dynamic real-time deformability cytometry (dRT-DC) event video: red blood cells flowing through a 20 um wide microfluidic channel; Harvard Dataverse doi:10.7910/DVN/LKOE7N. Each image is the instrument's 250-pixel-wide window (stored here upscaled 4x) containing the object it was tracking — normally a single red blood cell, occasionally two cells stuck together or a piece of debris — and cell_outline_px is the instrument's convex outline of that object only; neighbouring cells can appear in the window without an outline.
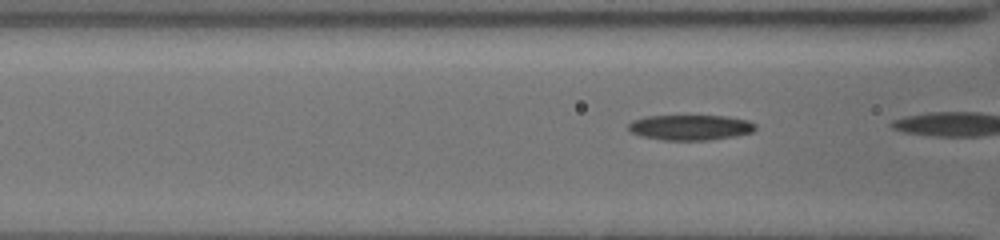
{"species": "common noctule bat (a hibernating species)", "species_latin": "Nyctalus noctula", "temperature_condition": "cold", "stored_images_in_passage": 8, "camera_frame_rate_fps": 3000, "um_per_image_px": 0.085, "animal": {"sex": "female", "body_mass_g": 19.5, "forearm_length_mm": 54.1}, "frame": {"image": 1, "passage_image": 6, "time_ms": 1.667, "image_size_px": [1000, 240], "cell_outline_px": [[756, 128], [752, 132], [736, 136], [708, 140], [664, 140], [640, 136], [632, 132], [628, 128], [628, 124], [632, 120], [648, 116], [728, 116], [748, 120], [756, 124]], "centroid_in_image_um": [58.69, 10.83], "position_along_channel_um": 107.9, "area_um2": 18.79}}